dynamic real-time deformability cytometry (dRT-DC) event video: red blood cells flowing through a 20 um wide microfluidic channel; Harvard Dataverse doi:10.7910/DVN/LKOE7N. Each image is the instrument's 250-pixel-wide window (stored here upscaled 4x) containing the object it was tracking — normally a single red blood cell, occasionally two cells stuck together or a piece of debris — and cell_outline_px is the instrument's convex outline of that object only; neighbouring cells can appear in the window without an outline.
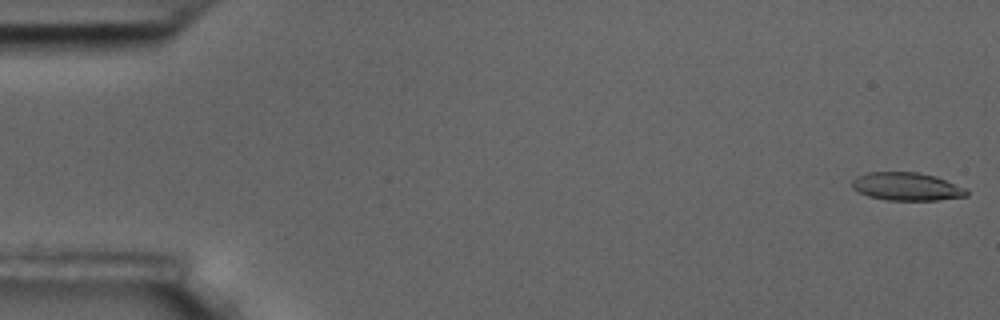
{"species": "common noctule bat (a hibernating species)", "species_latin": "Nyctalus noctula", "temperature_condition": "room temperature", "stored_images_in_passage": 7, "camera_frame_rate_fps": 3000, "um_per_image_px": 0.085, "animal": {"sex": "male", "body_mass_g": 17.5, "forearm_length_mm": 52.3}, "frame": {"image": 1, "passage_image": 1, "time_ms": 0.0, "image_size_px": [1000, 320], "cell_outline_px": [[968, 196], [936, 200], [884, 200], [868, 196], [852, 188], [852, 180], [856, 176], [868, 172], [916, 172], [936, 176], [968, 188]], "centroid_in_image_um": [77.09, 15.85], "position_along_channel_um": 7.9, "area_um2": 18.9}}
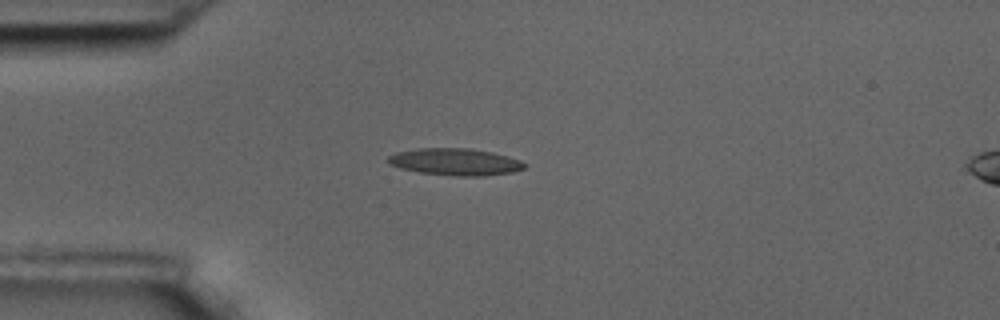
{"frame": {"image": 2, "passage_image": 5, "time_ms": 1.333, "image_size_px": [1000, 320], "cell_outline_px": [[528, 164], [524, 168], [512, 172], [484, 176], [452, 176], [420, 172], [400, 168], [388, 164], [384, 160], [388, 156], [396, 152], [416, 148], [468, 148], [492, 152], [508, 156], [520, 160]], "centroid_in_image_um": [38.66, 13.75], "position_along_channel_um": 46.3, "area_um2": 21.68}}